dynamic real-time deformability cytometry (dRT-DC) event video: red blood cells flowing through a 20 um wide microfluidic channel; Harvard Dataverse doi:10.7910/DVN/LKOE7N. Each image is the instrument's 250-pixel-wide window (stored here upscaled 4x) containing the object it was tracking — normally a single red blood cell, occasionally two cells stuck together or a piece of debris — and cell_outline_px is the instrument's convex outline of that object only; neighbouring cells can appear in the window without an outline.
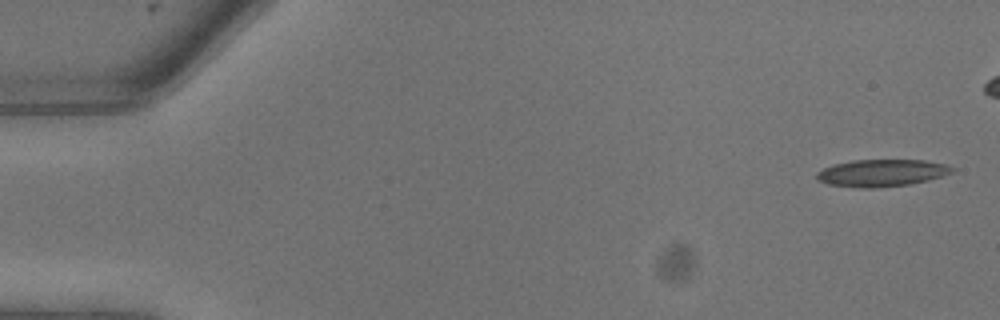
{"species": "common noctule bat (a hibernating species)", "species_latin": "Nyctalus noctula", "temperature_condition": "warm", "stored_images_in_passage": 10, "camera_frame_rate_fps": 3000, "um_per_image_px": 0.085, "animal": {"sex": "male", "body_mass_g": 13.3}, "frame": {"image": 1, "passage_image": 1, "time_ms": 0.0, "image_size_px": [1000, 320], "cell_outline_px": [[956, 168], [952, 172], [928, 180], [908, 184], [872, 188], [860, 188], [828, 184], [820, 180], [816, 176], [816, 172], [824, 168], [836, 164], [852, 160], [924, 160], [944, 164]], "centroid_in_image_um": [74.94, 14.69], "position_along_channel_um": 10.1, "area_um2": 21.1}}
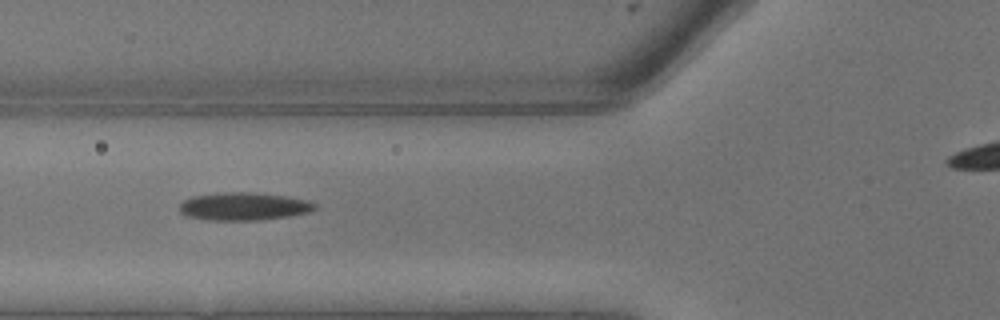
{"frame": {"image": 2, "passage_image": 9, "time_ms": 2.667, "image_size_px": [1000, 320], "cell_outline_px": [[316, 208], [308, 212], [288, 216], [260, 220], [208, 220], [184, 216], [180, 212], [180, 204], [184, 200], [192, 196], [224, 192], [248, 192], [288, 196], [308, 200], [316, 204]], "centroid_in_image_um": [20.7, 17.54], "position_along_channel_um": 105.1, "area_um2": 22.02}}